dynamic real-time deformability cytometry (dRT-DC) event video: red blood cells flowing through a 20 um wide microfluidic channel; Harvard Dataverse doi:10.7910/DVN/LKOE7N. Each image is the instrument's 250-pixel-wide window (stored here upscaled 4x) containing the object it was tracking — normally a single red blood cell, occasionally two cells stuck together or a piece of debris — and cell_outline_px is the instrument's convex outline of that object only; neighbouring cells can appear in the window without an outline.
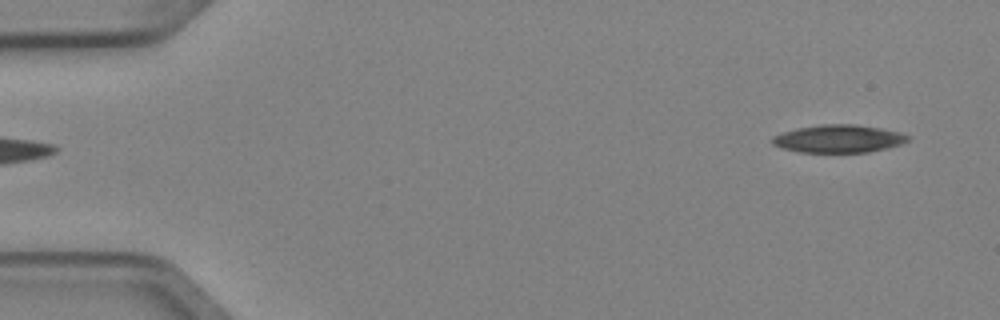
{"species": "Egyptian fruit bat (a non-hibernating species)", "species_latin": "Rousettus aegyptiacus", "temperature_condition": "cold", "stored_images_in_passage": 4, "camera_frame_rate_fps": 3000, "um_per_image_px": 0.085, "animal": {"sex": "female"}, "frame": {"image": 1, "passage_image": 1, "time_ms": 0.0, "image_size_px": [1000, 320], "cell_outline_px": [[908, 140], [900, 144], [868, 152], [800, 152], [784, 148], [772, 144], [772, 136], [796, 128], [820, 124], [856, 124], [880, 128], [900, 132], [908, 136]], "centroid_in_image_um": [71.25, 11.78], "position_along_channel_um": 13.7, "area_um2": 21.73}}
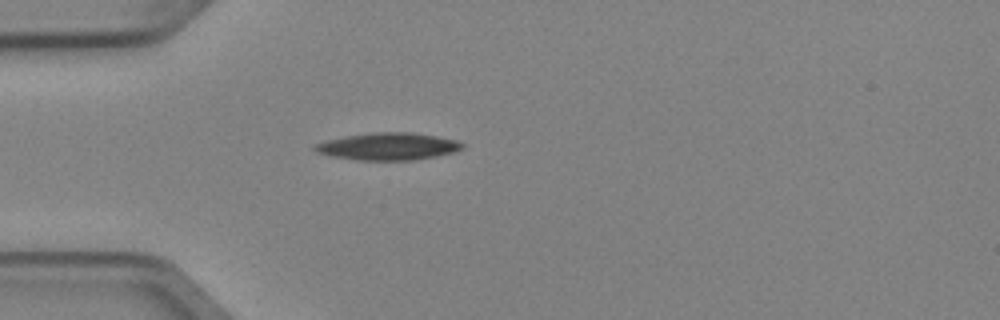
{"frame": {"image": 2, "passage_image": 4, "time_ms": 1.0, "image_size_px": [1000, 320], "cell_outline_px": [[464, 148], [452, 152], [412, 160], [356, 160], [332, 156], [316, 152], [312, 148], [312, 144], [328, 140], [348, 136], [372, 132], [412, 132], [436, 136], [456, 140], [464, 144]], "centroid_in_image_um": [32.95, 12.44], "position_along_channel_um": 52.1, "area_um2": 23.24}}